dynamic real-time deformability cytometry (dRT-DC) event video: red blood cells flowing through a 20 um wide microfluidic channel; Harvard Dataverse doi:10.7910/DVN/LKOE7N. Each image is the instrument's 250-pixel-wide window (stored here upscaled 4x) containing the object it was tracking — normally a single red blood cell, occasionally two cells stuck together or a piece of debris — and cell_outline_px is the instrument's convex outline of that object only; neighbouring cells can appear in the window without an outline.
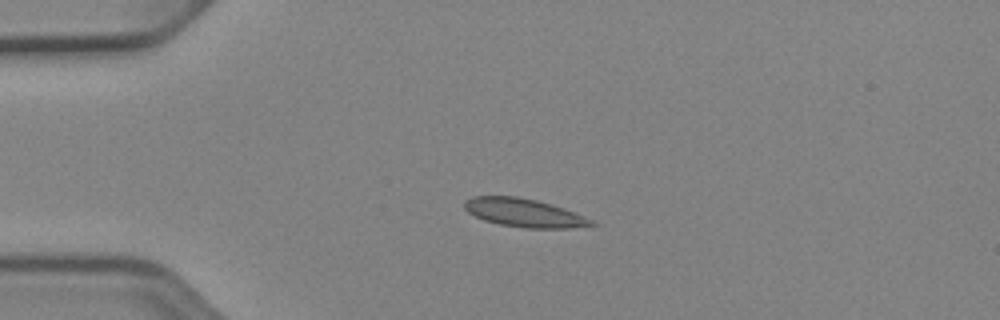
{"species": "Egyptian fruit bat (a non-hibernating species)", "species_latin": "Rousettus aegyptiacus", "temperature_condition": "cold", "stored_images_in_passage": 40, "camera_frame_rate_fps": 3000, "um_per_image_px": 0.085, "animal": {"sex": "female"}, "frame": {"image": 1, "passage_image": 1, "time_ms": 0.0, "image_size_px": [1000, 320], "cell_outline_px": [[600, 224], [572, 228], [524, 228], [500, 224], [484, 220], [468, 212], [464, 208], [464, 200], [472, 196], [516, 196], [536, 200], [552, 204], [564, 208], [592, 220]], "centroid_in_image_um": [44.54, 18.08], "position_along_channel_um": 40.5, "area_um2": 20.98}}
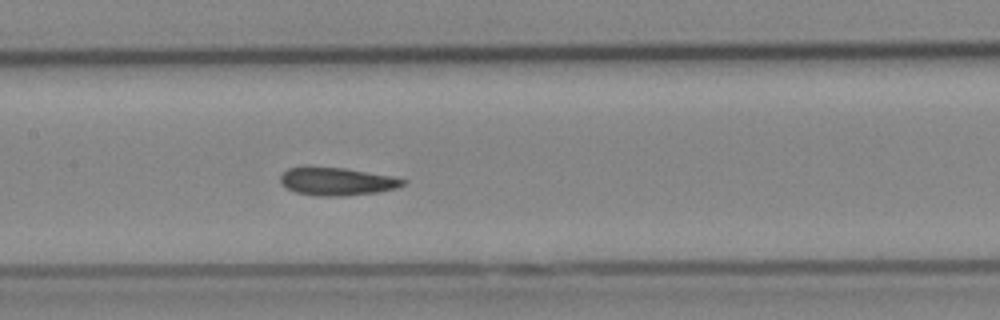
{"frame": {"image": 2, "passage_image": 14, "time_ms": 4.333, "image_size_px": [1000, 320], "cell_outline_px": [[408, 180], [404, 184], [396, 188], [380, 192], [348, 196], [316, 196], [296, 192], [280, 184], [280, 176], [288, 168], [304, 164], [344, 168], [392, 176]], "centroid_in_image_um": [28.59, 15.4], "position_along_channel_um": 178.8, "area_um2": 20.58}}
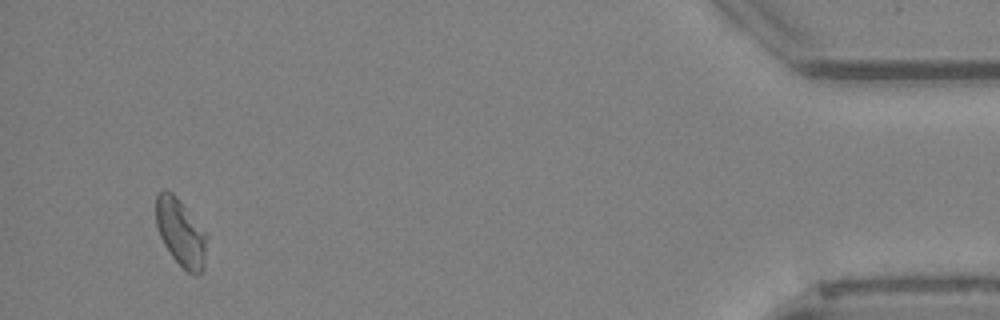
{"frame": {"image": 3, "passage_image": 38, "time_ms": 12.333, "image_size_px": [1000, 320], "cell_outline_px": [[208, 236], [204, 268], [200, 272], [188, 272], [172, 256], [164, 244], [160, 236], [156, 224], [156, 192], [164, 188], [172, 192], [176, 196]], "centroid_in_image_um": [15.35, 19.72], "position_along_channel_um": 419.9, "area_um2": 19.71}, "authors_computed_cell_mechanics": {"area_um2": 19.7965, "velocity_mm_per_s": 3.9189, "shape_relaxation_time_tau1_ms": null, "shape_relaxation_time_tau2_ms": 7.637, "deformation_change_tau1": null, "deformation_change_tau2": 0.0859}}